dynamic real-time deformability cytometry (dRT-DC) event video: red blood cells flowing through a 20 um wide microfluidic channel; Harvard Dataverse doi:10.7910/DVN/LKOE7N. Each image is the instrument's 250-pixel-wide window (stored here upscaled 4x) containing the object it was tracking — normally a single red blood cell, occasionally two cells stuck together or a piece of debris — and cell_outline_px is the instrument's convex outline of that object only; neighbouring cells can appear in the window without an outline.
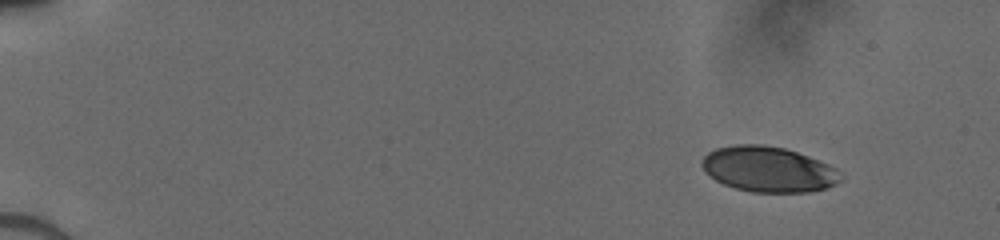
{"species": "human", "species_latin": "Homo sapiens", "temperature_condition": "cold", "stored_images_in_passage": 47, "camera_frame_rate_fps": 3000, "um_per_image_px": 0.085, "donor": {"sex": "male"}, "frame": {"image": 1, "passage_image": 1, "time_ms": 0.0, "image_size_px": [1000, 240], "cell_outline_px": [[844, 176], [836, 184], [824, 188], [808, 192], [752, 192], [736, 188], [724, 184], [716, 180], [704, 172], [700, 164], [700, 160], [708, 152], [716, 148], [736, 144], [760, 144], [784, 148], [808, 156], [828, 164], [836, 168]], "centroid_in_image_um": [65.29, 14.38], "position_along_channel_um": 19.7, "area_um2": 36.82}}
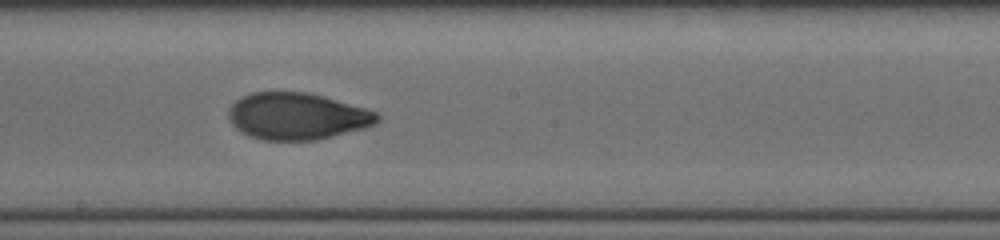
{"frame": {"image": 2, "passage_image": 26, "time_ms": 8.333, "image_size_px": [1000, 240], "cell_outline_px": [[380, 120], [376, 124], [364, 128], [316, 140], [264, 140], [252, 136], [236, 128], [228, 120], [228, 108], [236, 100], [252, 92], [308, 92], [324, 96], [364, 108], [376, 112], [380, 116]], "centroid_in_image_um": [25.25, 9.87], "position_along_channel_um": 222.9, "area_um2": 40.4}}
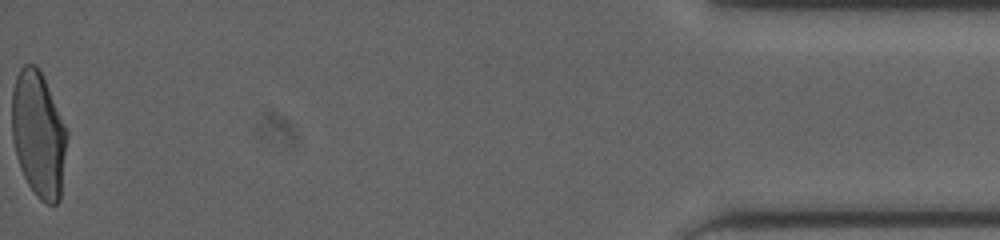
{"frame": {"image": 3, "passage_image": 47, "time_ms": 15.333, "image_size_px": [1000, 240], "cell_outline_px": [[68, 136], [60, 200], [56, 204], [48, 204], [40, 200], [36, 196], [28, 184], [20, 168], [16, 156], [12, 140], [12, 88], [16, 76], [20, 68], [24, 64], [36, 64], [40, 68], [68, 132]], "centroid_in_image_um": [3.27, 11.41], "position_along_channel_um": 431.9, "area_um2": 40.81}}